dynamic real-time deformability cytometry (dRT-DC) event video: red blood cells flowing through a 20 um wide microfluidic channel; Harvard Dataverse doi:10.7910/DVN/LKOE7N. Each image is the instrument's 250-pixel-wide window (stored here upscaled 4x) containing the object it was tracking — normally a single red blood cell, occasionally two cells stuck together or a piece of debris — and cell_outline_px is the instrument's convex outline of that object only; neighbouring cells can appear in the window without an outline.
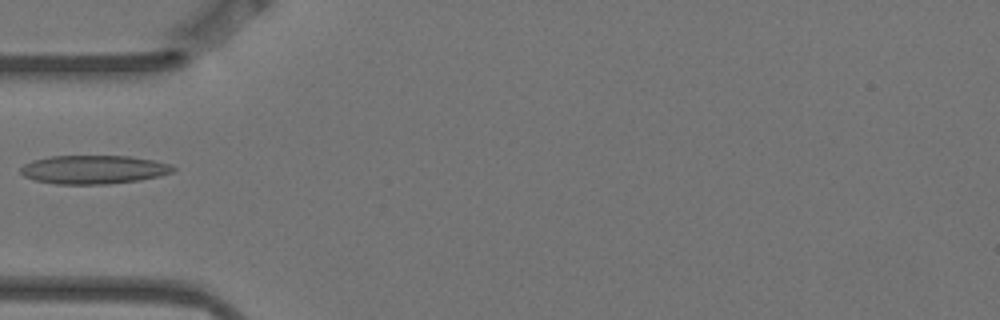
{"species": "Egyptian fruit bat (a non-hibernating species)", "species_latin": "Rousettus aegyptiacus", "temperature_condition": "warm", "stored_images_in_passage": 2, "camera_frame_rate_fps": 3000, "um_per_image_px": 0.085, "animal": {"sex": "female"}, "frame": {"image": 1, "passage_image": 1, "time_ms": 0.0, "image_size_px": [1000, 320], "cell_outline_px": [[176, 168], [172, 172], [160, 176], [140, 180], [108, 184], [56, 184], [36, 180], [24, 176], [20, 172], [20, 168], [24, 164], [32, 160], [52, 156], [132, 156], [152, 160], [168, 164]], "centroid_in_image_um": [7.95, 14.41], "position_along_channel_um": 77.1, "area_um2": 25.37}}
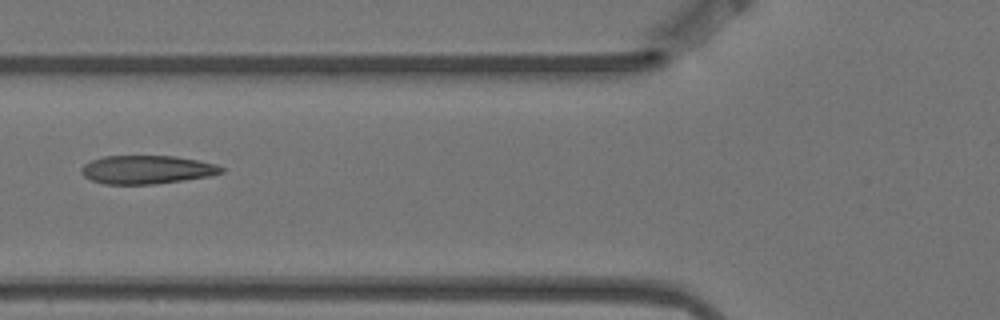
{"frame": {"image": 2, "passage_image": 2, "time_ms": 0.333, "image_size_px": [1000, 320], "cell_outline_px": [[224, 172], [212, 176], [156, 184], [104, 184], [92, 180], [84, 176], [80, 172], [80, 168], [84, 164], [92, 160], [104, 156], [176, 156], [216, 164], [224, 168]], "centroid_in_image_um": [12.49, 14.42], "position_along_channel_um": 113.3, "area_um2": 23.29}}